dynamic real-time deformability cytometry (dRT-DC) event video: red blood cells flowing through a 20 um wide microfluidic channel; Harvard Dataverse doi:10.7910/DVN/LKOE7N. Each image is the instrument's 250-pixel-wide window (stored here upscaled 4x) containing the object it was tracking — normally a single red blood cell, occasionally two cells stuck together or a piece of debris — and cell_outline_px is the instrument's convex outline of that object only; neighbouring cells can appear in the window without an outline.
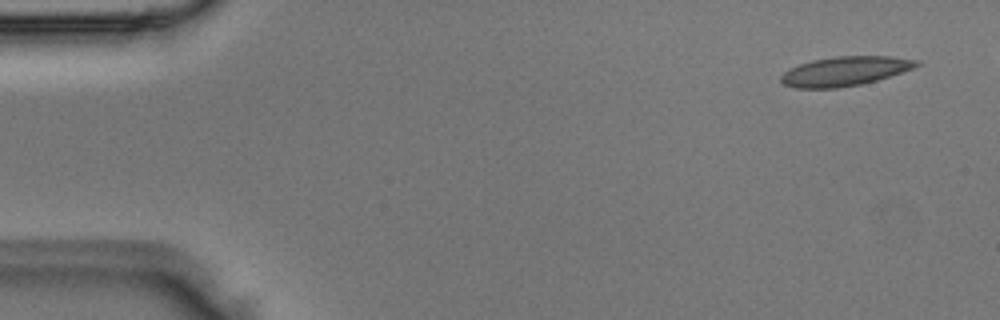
{"species": "Egyptian fruit bat (a non-hibernating species)", "species_latin": "Rousettus aegyptiacus", "temperature_condition": "room temperature", "stored_images_in_passage": 2, "camera_frame_rate_fps": 3000, "um_per_image_px": 0.085, "animal": {"sex": "male"}, "frame": {"image": 1, "passage_image": 2, "time_ms": 0.333, "image_size_px": [1000, 320], "cell_outline_px": [[920, 64], [912, 68], [876, 80], [860, 84], [836, 88], [796, 88], [784, 84], [780, 80], [780, 76], [784, 72], [800, 64], [812, 60], [836, 56], [892, 56], [920, 60]], "centroid_in_image_um": [71.81, 6.04], "position_along_channel_um": 13.2, "area_um2": 22.89}}